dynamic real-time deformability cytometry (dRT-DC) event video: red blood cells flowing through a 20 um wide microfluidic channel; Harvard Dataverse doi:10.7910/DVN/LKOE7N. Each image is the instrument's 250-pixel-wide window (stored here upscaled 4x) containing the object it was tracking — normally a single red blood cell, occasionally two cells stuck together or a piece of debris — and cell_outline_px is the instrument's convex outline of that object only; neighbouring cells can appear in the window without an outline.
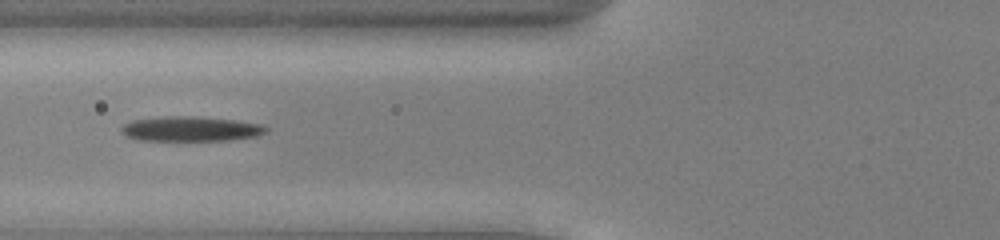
{"species": "common noctule bat (a hibernating species)", "species_latin": "Nyctalus noctula", "temperature_condition": "cold", "stored_images_in_passage": 51, "camera_frame_rate_fps": 3000, "um_per_image_px": 0.085, "animal": {"sex": "male", "body_mass_g": 13.0, "forearm_length_mm": 53.1}, "frame": {"image": 1, "passage_image": 21, "time_ms": 6.667, "image_size_px": [1000, 240], "cell_outline_px": [[268, 132], [256, 136], [232, 140], [140, 140], [124, 136], [120, 132], [120, 128], [124, 124], [132, 120], [164, 116], [196, 116], [236, 120], [260, 124], [268, 128]], "centroid_in_image_um": [16.19, 10.95], "position_along_channel_um": 109.6, "area_um2": 21.1}}
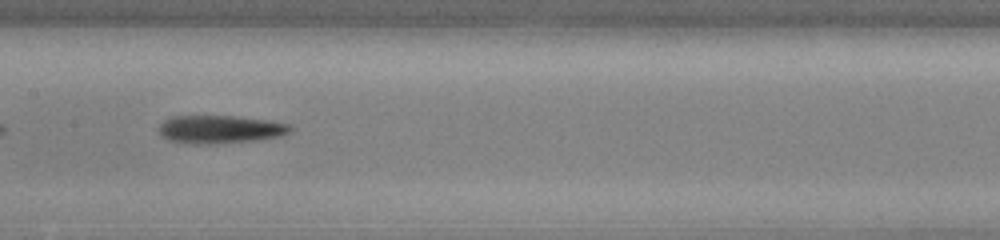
{"frame": {"image": 2, "passage_image": 27, "time_ms": 8.667, "image_size_px": [1000, 240], "cell_outline_px": [[296, 128], [292, 132], [280, 136], [260, 140], [216, 144], [196, 144], [168, 140], [160, 136], [160, 124], [164, 120], [172, 116], [236, 116], [268, 120], [292, 124]], "centroid_in_image_um": [18.79, 11.0], "position_along_channel_um": 188.6, "area_um2": 21.91}}
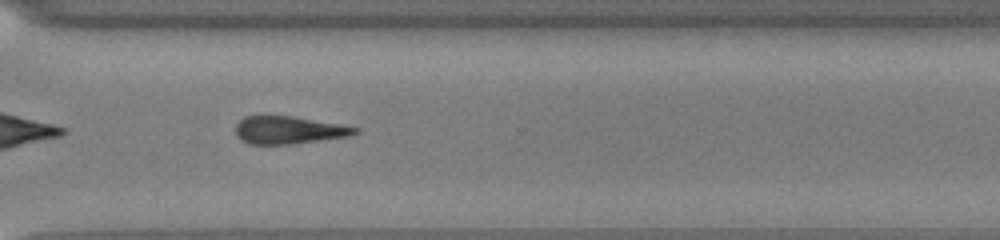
{"frame": {"image": 3, "passage_image": 39, "time_ms": 12.667, "image_size_px": [1000, 240], "cell_outline_px": [[360, 132], [352, 136], [292, 144], [248, 144], [240, 140], [236, 136], [236, 124], [244, 116], [292, 116], [344, 124], [360, 128]], "centroid_in_image_um": [24.6, 11.06], "position_along_channel_um": 346.0, "area_um2": 19.59}, "authors_computed_cell_mechanics": {"area_um2": 21.097, "velocity_mm_per_s": 3.9449, "shape_relaxation_time_tau1_ms": 2.5164, "shape_relaxation_time_tau2_ms": null, "deformation_change_tau1": 0.1165, "deformation_change_tau2": null}}